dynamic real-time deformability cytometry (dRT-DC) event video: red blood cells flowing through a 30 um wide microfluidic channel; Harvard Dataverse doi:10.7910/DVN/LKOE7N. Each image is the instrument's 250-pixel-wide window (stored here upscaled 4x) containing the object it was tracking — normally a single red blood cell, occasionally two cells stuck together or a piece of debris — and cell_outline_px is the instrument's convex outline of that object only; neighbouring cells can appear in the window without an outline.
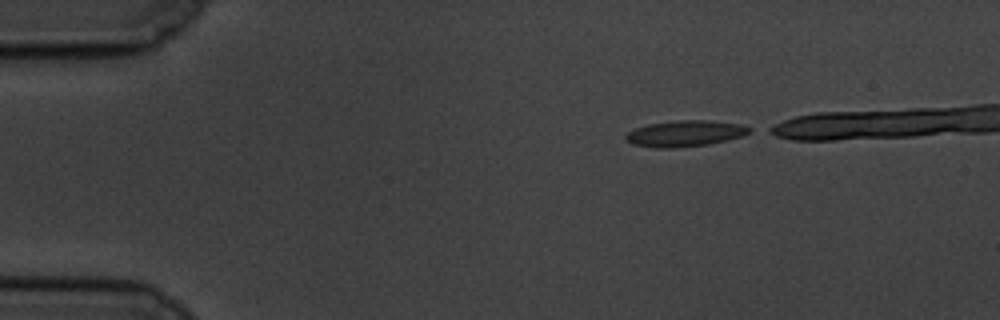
{"species": "common noctule bat (a hibernating species)", "species_latin": "Nyctalus noctula", "temperature_condition": "cold", "stored_images_in_passage": 40, "camera_frame_rate_fps": 3000, "um_per_image_px": 0.085, "animal": {"sex": "male", "body_mass_g": 19.5, "forearm_length_mm": 54.6}, "frame": {"image": 1, "passage_image": 1, "time_ms": 0.0, "image_size_px": [1000, 320], "cell_outline_px": [[752, 128], [748, 132], [740, 136], [728, 140], [708, 144], [672, 148], [656, 148], [632, 144], [624, 140], [624, 136], [628, 132], [636, 128], [648, 124], [676, 120], [704, 120], [740, 124]], "centroid_in_image_um": [58.17, 11.35], "position_along_channel_um": 26.8, "area_um2": 18.67}}
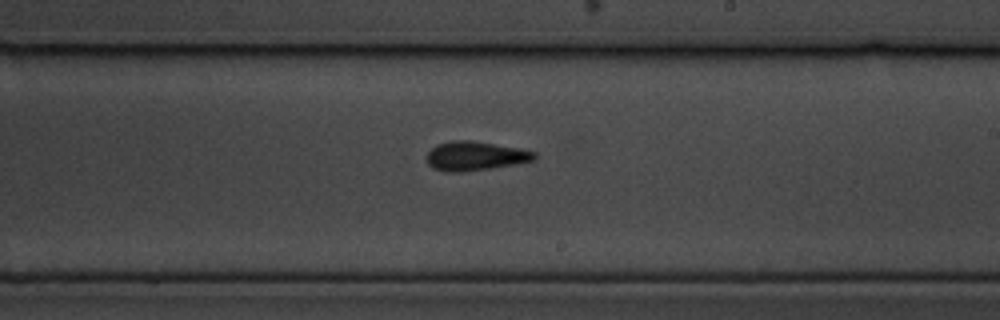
{"frame": {"image": 2, "passage_image": 26, "time_ms": 8.333, "image_size_px": [1000, 320], "cell_outline_px": [[536, 160], [516, 164], [492, 168], [460, 172], [448, 172], [432, 168], [428, 164], [428, 152], [436, 144], [452, 140], [472, 140], [520, 148], [536, 152]], "centroid_in_image_um": [40.41, 13.25], "position_along_channel_um": 248.6, "area_um2": 18.38}}
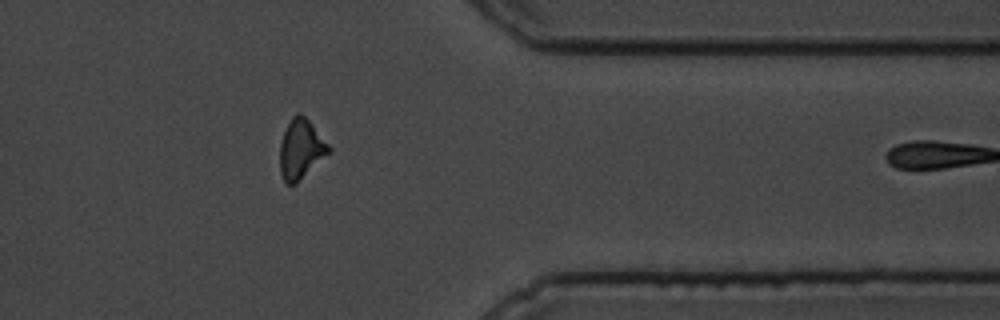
{"frame": {"image": 3, "passage_image": 39, "time_ms": 12.667, "image_size_px": [1000, 320], "cell_outline_px": [[332, 152], [296, 184], [284, 184], [280, 172], [280, 140], [292, 116], [296, 112], [300, 112], [312, 124], [332, 148]], "centroid_in_image_um": [25.59, 12.7], "position_along_channel_um": 385.8, "area_um2": 17.28}}